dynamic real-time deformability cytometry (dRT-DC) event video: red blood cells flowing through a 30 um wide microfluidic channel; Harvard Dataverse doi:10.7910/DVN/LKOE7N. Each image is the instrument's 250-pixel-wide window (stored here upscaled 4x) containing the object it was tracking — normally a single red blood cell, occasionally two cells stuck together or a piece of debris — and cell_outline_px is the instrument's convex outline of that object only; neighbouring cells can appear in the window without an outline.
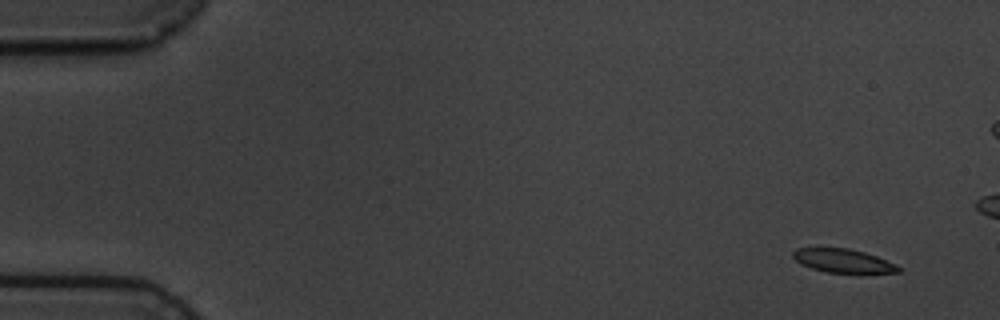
{"species": "common noctule bat (a hibernating species)", "species_latin": "Nyctalus noctula", "temperature_condition": "cold", "stored_images_in_passage": 6, "camera_frame_rate_fps": 3000, "um_per_image_px": 0.085, "animal": {"sex": "male", "body_mass_g": 19.5, "forearm_length_mm": 54.6}, "frame": {"image": 1, "passage_image": 1, "time_ms": 0.0, "image_size_px": [1000, 320], "cell_outline_px": [[904, 268], [900, 272], [860, 276], [828, 272], [812, 268], [800, 264], [792, 256], [792, 252], [796, 248], [848, 248], [864, 252], [876, 256], [896, 264]], "centroid_in_image_um": [71.77, 22.23], "position_along_channel_um": 13.2, "area_um2": 15.37}}
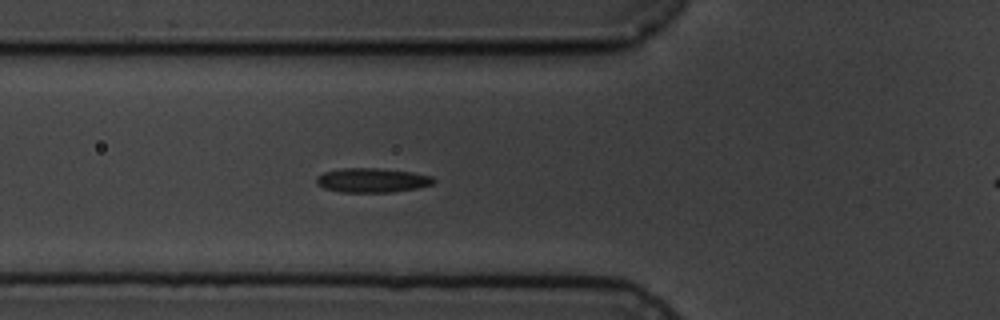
{"frame": {"image": 2, "passage_image": 6, "time_ms": 5.667, "image_size_px": [1000, 320], "cell_outline_px": [[436, 180], [432, 184], [420, 188], [392, 192], [340, 192], [324, 188], [316, 184], [316, 176], [324, 172], [340, 168], [376, 168], [412, 172], [432, 176]], "centroid_in_image_um": [31.62, 15.32], "position_along_channel_um": 94.2, "area_um2": 16.76}}